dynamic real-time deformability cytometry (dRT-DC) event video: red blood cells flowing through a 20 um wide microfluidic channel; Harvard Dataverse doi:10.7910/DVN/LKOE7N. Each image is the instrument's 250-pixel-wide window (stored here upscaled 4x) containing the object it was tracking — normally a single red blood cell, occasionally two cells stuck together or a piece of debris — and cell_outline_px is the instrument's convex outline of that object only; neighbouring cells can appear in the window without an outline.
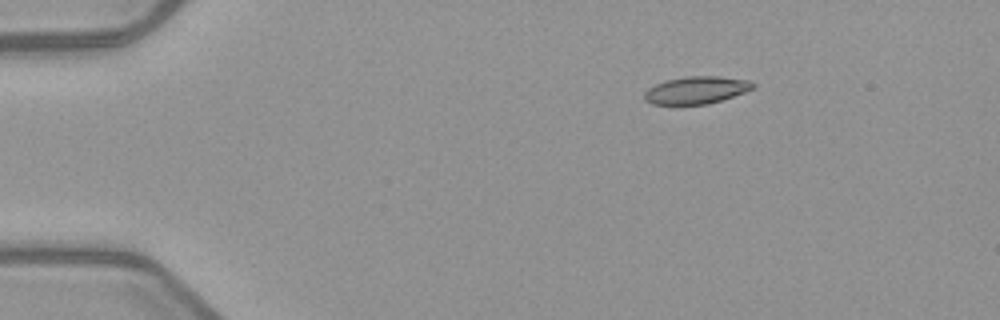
{"species": "common noctule bat (a hibernating species)", "species_latin": "Nyctalus noctula", "temperature_condition": "warm", "stored_images_in_passage": 5, "segment_of_instrument_passage": [1, 2], "camera_frame_rate_fps": 3000, "um_per_image_px": 0.085, "animal": {"sex": "female", "body_mass_g": 21.9}, "frame": {"image": 1, "passage_image": 2, "time_ms": 1.333, "image_size_px": [1000, 320], "cell_outline_px": [[756, 88], [708, 104], [652, 104], [644, 100], [644, 92], [648, 88], [664, 80], [684, 76], [720, 76], [748, 80], [756, 84]], "centroid_in_image_um": [59.18, 7.64], "position_along_channel_um": 25.8, "area_um2": 17.4}}